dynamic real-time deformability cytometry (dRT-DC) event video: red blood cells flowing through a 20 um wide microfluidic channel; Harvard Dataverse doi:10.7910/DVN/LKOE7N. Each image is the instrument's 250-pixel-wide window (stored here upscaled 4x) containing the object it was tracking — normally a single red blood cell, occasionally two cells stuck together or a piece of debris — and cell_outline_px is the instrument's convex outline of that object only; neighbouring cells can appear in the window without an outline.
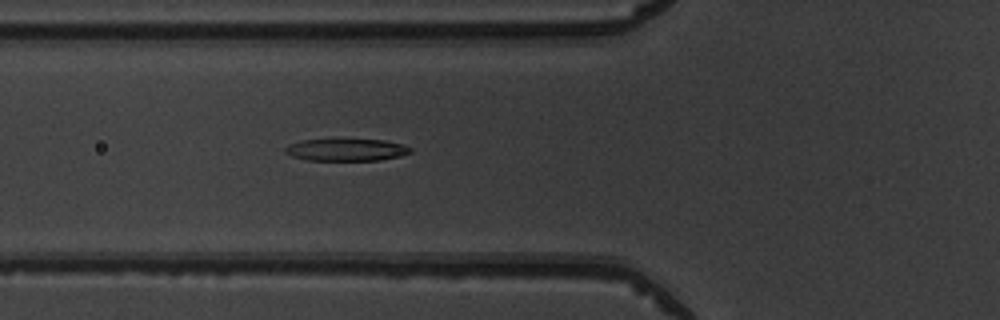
{"species": "common noctule bat (a hibernating species)", "species_latin": "Nyctalus noctula", "temperature_condition": "warm", "stored_images_in_passage": 51, "camera_frame_rate_fps": 3000, "um_per_image_px": 0.085, "animal": {"sex": "male", "body_mass_g": 19.5, "forearm_length_mm": 54.6}, "frame": {"image": 1, "passage_image": 19, "time_ms": 6.0, "image_size_px": [1000, 320], "cell_outline_px": [[412, 152], [400, 156], [380, 160], [308, 160], [292, 156], [284, 152], [284, 148], [288, 144], [300, 140], [384, 140], [404, 144], [412, 148]], "centroid_in_image_um": [29.44, 12.73], "position_along_channel_um": 96.4, "area_um2": 16.13}}
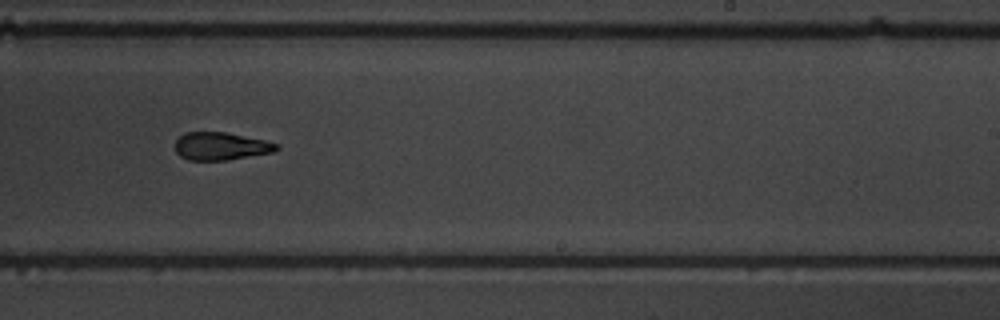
{"frame": {"image": 2, "passage_image": 32, "time_ms": 10.333, "image_size_px": [1000, 320], "cell_outline_px": [[280, 148], [272, 152], [228, 160], [188, 160], [180, 156], [176, 152], [176, 140], [184, 132], [224, 132], [264, 140], [276, 144]], "centroid_in_image_um": [18.74, 12.43], "position_along_channel_um": 270.3, "area_um2": 16.24}}
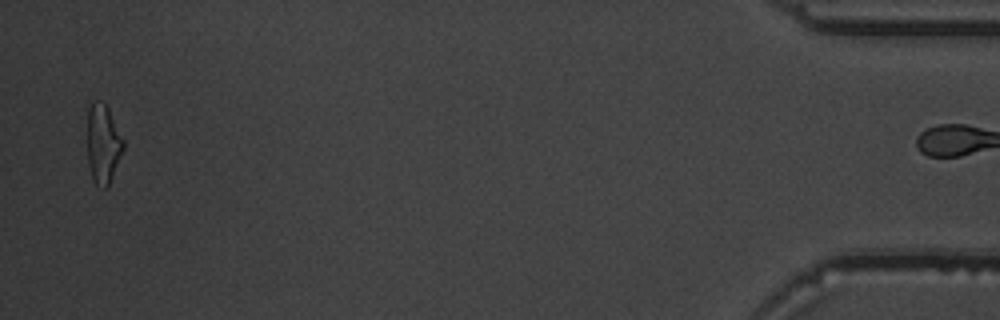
{"frame": {"image": 3, "passage_image": 50, "time_ms": 16.333, "image_size_px": [1000, 320], "cell_outline_px": [[124, 148], [108, 188], [104, 188], [96, 184], [92, 176], [88, 164], [88, 108], [92, 100], [100, 100], [108, 108], [124, 140]], "centroid_in_image_um": [8.77, 12.22], "position_along_channel_um": 426.4, "area_um2": 16.59}, "authors_computed_cell_mechanics": {"area_um2": 17.1666, "velocity_mm_per_s": 4.0092, "shape_relaxation_time_tau1_ms": 3.833, "shape_relaxation_time_tau2_ms": 3.0849, "deformation_change_tau1": 0.1962, "deformation_change_tau2": 0.1292}}